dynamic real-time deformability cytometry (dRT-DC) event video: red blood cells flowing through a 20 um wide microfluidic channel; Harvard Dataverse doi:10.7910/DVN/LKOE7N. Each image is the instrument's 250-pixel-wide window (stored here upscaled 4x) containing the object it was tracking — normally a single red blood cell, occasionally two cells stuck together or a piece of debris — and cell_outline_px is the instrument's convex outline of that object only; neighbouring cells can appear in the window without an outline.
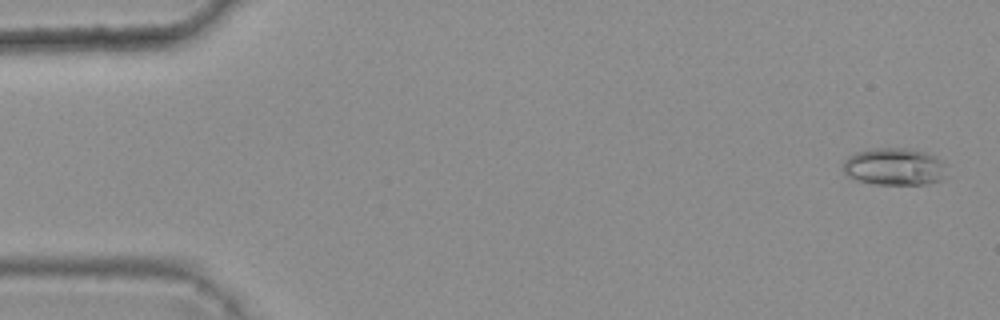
{"species": "common noctule bat (a hibernating species)", "species_latin": "Nyctalus noctula", "temperature_condition": "warm", "stored_images_in_passage": 6, "segment_of_instrument_passage": [2, 2], "camera_frame_rate_fps": 3000, "um_per_image_px": 0.085, "animal": {"sex": "female", "body_mass_g": 25.1}, "frame": {"image": 1, "passage_image": 6, "time_ms": 1.667, "image_size_px": [1000, 320], "cell_outline_px": [[948, 176], [940, 180], [924, 184], [876, 184], [856, 180], [848, 176], [844, 172], [844, 160], [848, 156], [856, 152], [876, 148], [904, 148], [924, 152], [936, 156], [944, 160]], "centroid_in_image_um": [76.06, 14.17], "position_along_channel_um": 8.9, "area_um2": 22.66}}